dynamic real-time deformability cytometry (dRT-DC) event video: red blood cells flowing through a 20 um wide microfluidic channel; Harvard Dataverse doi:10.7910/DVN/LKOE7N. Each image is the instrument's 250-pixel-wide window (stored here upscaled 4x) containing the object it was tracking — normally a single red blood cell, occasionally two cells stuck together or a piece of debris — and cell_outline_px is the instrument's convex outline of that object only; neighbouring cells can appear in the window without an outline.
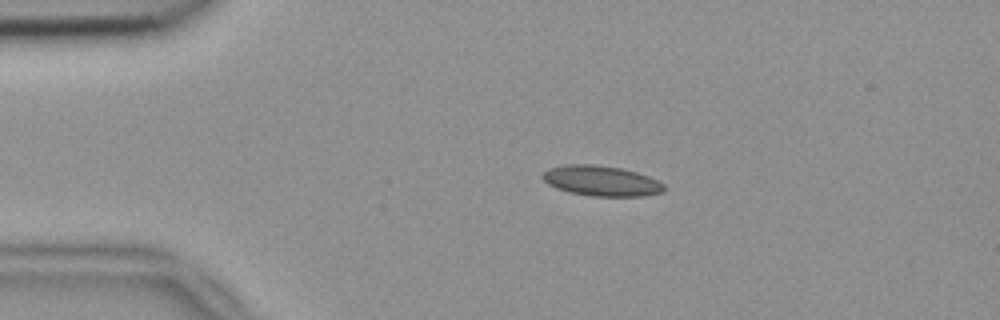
{"species": "common noctule bat (a hibernating species)", "species_latin": "Nyctalus noctula", "temperature_condition": "room temperature", "stored_images_in_passage": 45, "camera_frame_rate_fps": 3000, "um_per_image_px": 0.085, "animal": {"sex": "female", "body_mass_g": 18.4}, "frame": {"image": 1, "passage_image": 10, "time_ms": 3.0, "image_size_px": [1000, 320], "cell_outline_px": [[664, 188], [660, 192], [644, 196], [588, 196], [568, 192], [556, 188], [548, 184], [540, 176], [548, 168], [568, 164], [592, 164], [620, 168], [636, 172], [648, 176], [664, 184]], "centroid_in_image_um": [51.06, 15.37], "position_along_channel_um": 33.9, "area_um2": 21.39}}
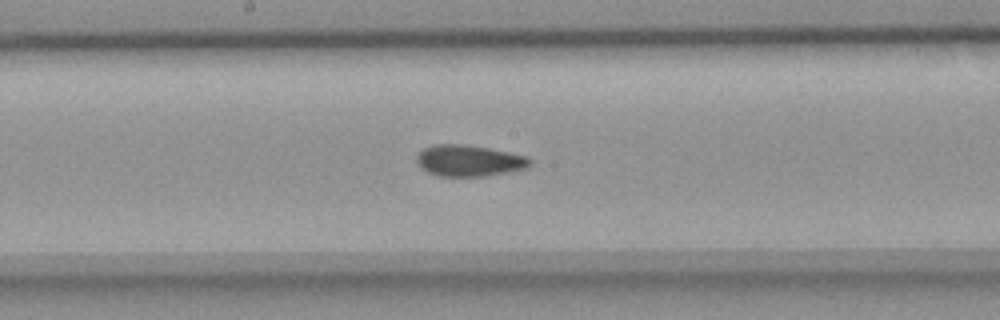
{"frame": {"image": 2, "passage_image": 27, "time_ms": 8.667, "image_size_px": [1000, 320], "cell_outline_px": [[532, 164], [528, 168], [484, 176], [440, 176], [428, 172], [416, 160], [416, 156], [424, 148], [432, 144], [464, 144], [488, 148], [528, 156], [532, 160]], "centroid_in_image_um": [39.91, 13.65], "position_along_channel_um": 208.3, "area_um2": 20.58}}
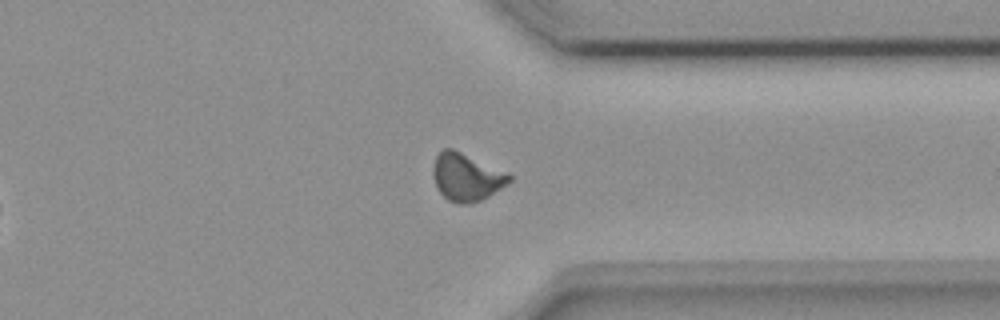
{"frame": {"image": 3, "passage_image": 40, "time_ms": 13.0, "image_size_px": [1000, 320], "cell_outline_px": [[512, 180], [508, 184], [488, 196], [480, 200], [468, 204], [460, 204], [448, 200], [436, 188], [432, 176], [432, 168], [436, 156], [444, 148], [452, 148], [508, 172], [512, 176]], "centroid_in_image_um": [39.64, 15.05], "position_along_channel_um": 371.8, "area_um2": 21.27}, "authors_computed_cell_mechanics": {"area_um2": 20.5768, "velocity_mm_per_s": 3.8127, "shape_relaxation_time_tau1_ms": null, "shape_relaxation_time_tau2_ms": 2.9643, "deformation_change_tau1": null, "deformation_change_tau2": 0.0639}}